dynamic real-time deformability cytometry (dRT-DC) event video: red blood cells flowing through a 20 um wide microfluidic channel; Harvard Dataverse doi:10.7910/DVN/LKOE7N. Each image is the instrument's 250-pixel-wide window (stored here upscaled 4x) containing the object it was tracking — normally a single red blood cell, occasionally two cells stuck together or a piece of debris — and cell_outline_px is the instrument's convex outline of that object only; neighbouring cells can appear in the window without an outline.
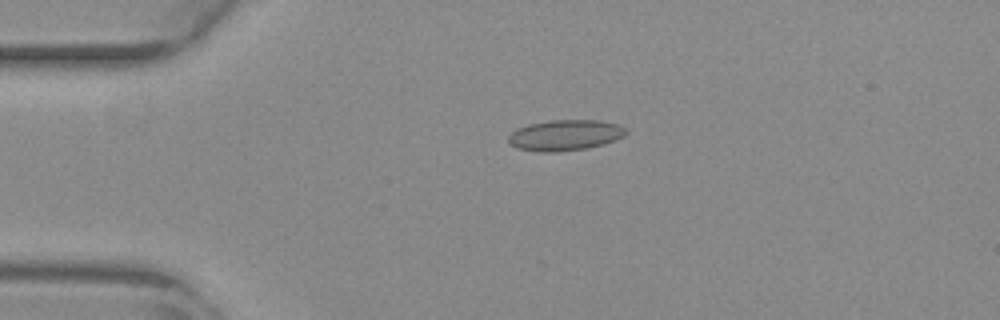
{"species": "common noctule bat (a hibernating species)", "species_latin": "Nyctalus noctula", "temperature_condition": "warm", "stored_images_in_passage": 43, "camera_frame_rate_fps": 3000, "um_per_image_px": 0.085, "animal": {"sex": "female", "body_mass_g": 29.2, "forearm_length_mm": 56.3}, "frame": {"image": 1, "passage_image": 2, "time_ms": 0.333, "image_size_px": [1000, 320], "cell_outline_px": [[628, 132], [624, 136], [616, 140], [604, 144], [584, 148], [560, 152], [540, 152], [516, 148], [508, 140], [508, 136], [516, 128], [528, 124], [552, 120], [600, 120], [620, 124], [628, 128]], "centroid_in_image_um": [48.07, 11.48], "position_along_channel_um": 36.9, "area_um2": 21.33}}
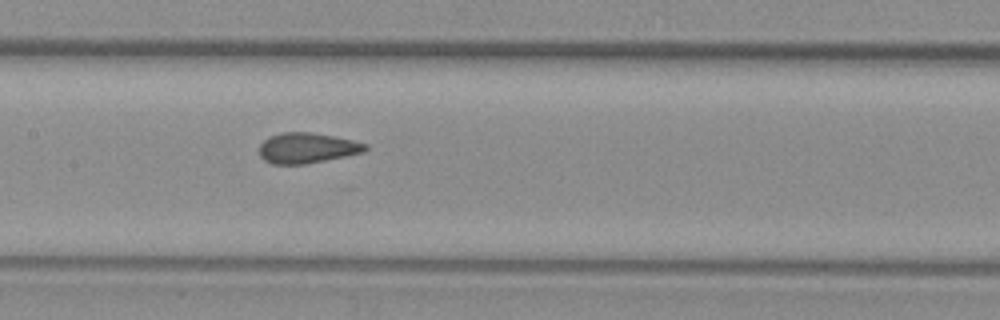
{"frame": {"image": 2, "passage_image": 16, "time_ms": 5.0, "image_size_px": [1000, 320], "cell_outline_px": [[368, 148], [364, 152], [304, 164], [272, 164], [264, 160], [260, 156], [260, 144], [268, 136], [284, 132], [312, 132], [352, 140], [368, 144]], "centroid_in_image_um": [26.08, 12.57], "position_along_channel_um": 181.3, "area_um2": 18.67}}
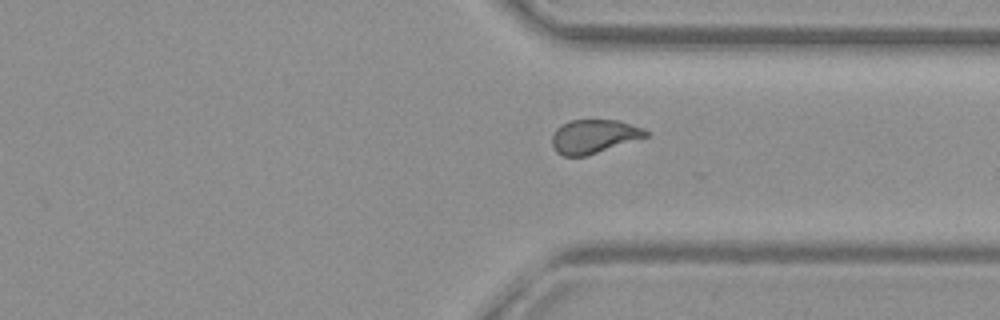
{"frame": {"image": 3, "passage_image": 30, "time_ms": 9.667, "image_size_px": [1000, 320], "cell_outline_px": [[652, 132], [648, 136], [588, 156], [564, 156], [556, 152], [552, 144], [552, 136], [556, 128], [560, 124], [568, 120], [620, 120], [644, 128]], "centroid_in_image_um": [50.5, 11.59], "position_along_channel_um": 360.9, "area_um2": 18.79}, "authors_computed_cell_mechanics": {"area_um2": 19.0162, "velocity_mm_per_s": 3.8589, "shape_relaxation_time_tau1_ms": null, "shape_relaxation_time_tau2_ms": 1.1238, "deformation_change_tau1": null, "deformation_change_tau2": 0.0658}}